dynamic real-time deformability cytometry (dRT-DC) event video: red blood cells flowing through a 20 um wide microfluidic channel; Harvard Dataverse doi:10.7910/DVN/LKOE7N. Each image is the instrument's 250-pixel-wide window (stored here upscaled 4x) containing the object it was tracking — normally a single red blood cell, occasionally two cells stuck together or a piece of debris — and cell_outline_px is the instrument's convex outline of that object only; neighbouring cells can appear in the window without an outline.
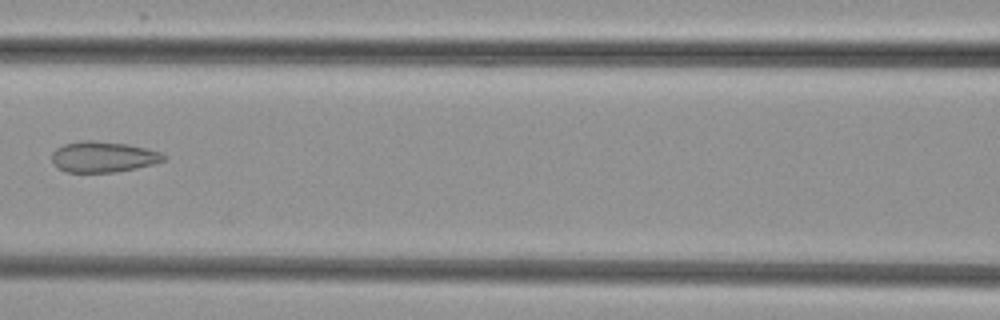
{"species": "common noctule bat (a hibernating species)", "species_latin": "Nyctalus noctula", "temperature_condition": "cold", "stored_images_in_passage": 3, "camera_frame_rate_fps": 3000, "um_per_image_px": 0.085, "animal": {"sex": "female", "body_mass_g": 29.2, "forearm_length_mm": 56.3}, "frame": {"image": 1, "passage_image": 3, "time_ms": 2.333, "image_size_px": [1000, 320], "cell_outline_px": [[168, 156], [164, 160], [152, 164], [136, 168], [116, 172], [64, 172], [52, 160], [52, 152], [56, 148], [64, 144], [84, 140], [96, 140], [128, 144], [148, 148], [160, 152]], "centroid_in_image_um": [8.79, 13.32], "position_along_channel_um": 157.8, "area_um2": 20.11}}